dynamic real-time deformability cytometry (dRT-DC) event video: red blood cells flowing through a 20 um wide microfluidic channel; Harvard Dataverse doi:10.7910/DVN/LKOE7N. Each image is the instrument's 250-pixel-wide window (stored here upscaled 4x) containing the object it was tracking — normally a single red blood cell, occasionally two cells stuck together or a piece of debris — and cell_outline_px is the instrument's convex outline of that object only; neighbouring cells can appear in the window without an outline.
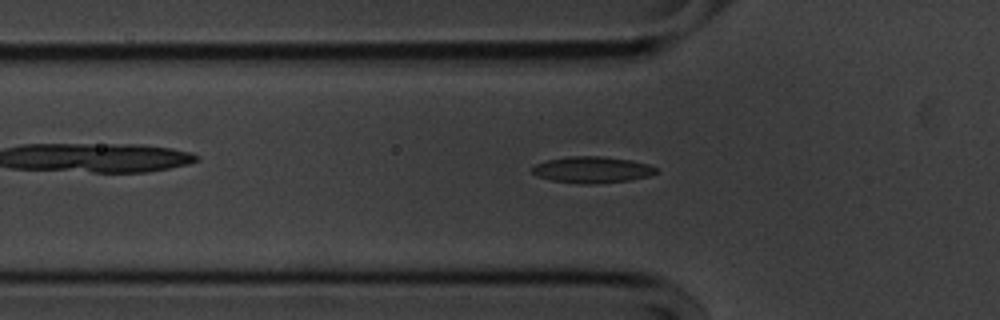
{"species": "common noctule bat (a hibernating species)", "species_latin": "Nyctalus noctula", "temperature_condition": "cold", "stored_images_in_passage": 34, "camera_frame_rate_fps": 3000, "um_per_image_px": 0.085, "animal": {"sex": "male", "body_mass_g": 20.1, "forearm_length_mm": 53.5}, "frame": {"image": 1, "passage_image": 2, "time_ms": 0.333, "image_size_px": [1000, 320], "cell_outline_px": [[660, 172], [648, 176], [628, 180], [592, 184], [576, 184], [552, 180], [536, 176], [532, 172], [532, 168], [536, 164], [548, 160], [568, 156], [604, 156], [632, 160], [648, 164], [656, 168]], "centroid_in_image_um": [50.34, 14.42], "position_along_channel_um": 75.5, "area_um2": 19.13}}
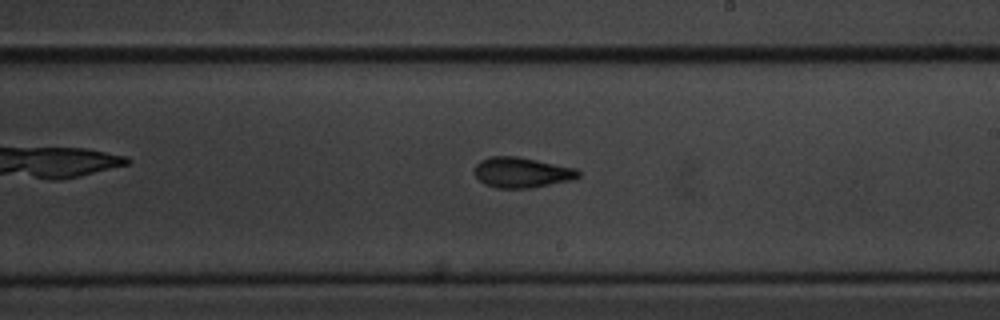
{"frame": {"image": 2, "passage_image": 16, "time_ms": 5.0, "image_size_px": [1000, 320], "cell_outline_px": [[580, 176], [572, 180], [532, 188], [496, 188], [484, 184], [472, 172], [476, 164], [480, 160], [488, 156], [516, 156], [576, 168], [580, 172]], "centroid_in_image_um": [44.32, 14.66], "position_along_channel_um": 244.7, "area_um2": 18.55}}
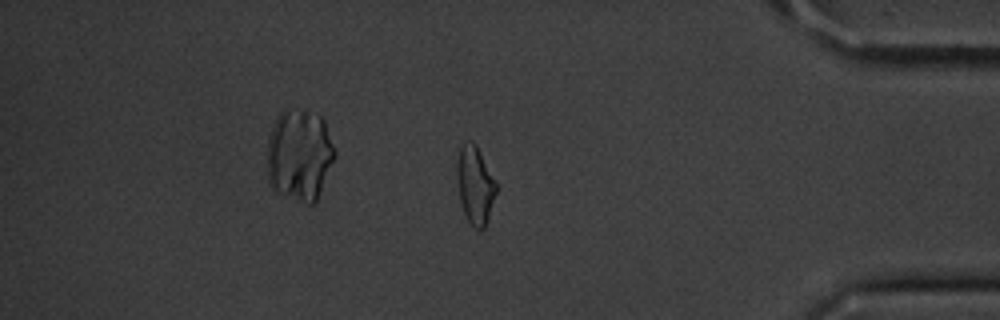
{"frame": {"image": 3, "passage_image": 31, "time_ms": 10.0, "image_size_px": [1000, 320], "cell_outline_px": [[496, 192], [484, 228], [480, 232], [472, 228], [468, 224], [460, 200], [456, 180], [456, 164], [460, 144], [464, 140], [472, 140], [476, 144], [496, 180]], "centroid_in_image_um": [40.35, 15.7], "position_along_channel_um": 394.9, "area_um2": 18.26}}